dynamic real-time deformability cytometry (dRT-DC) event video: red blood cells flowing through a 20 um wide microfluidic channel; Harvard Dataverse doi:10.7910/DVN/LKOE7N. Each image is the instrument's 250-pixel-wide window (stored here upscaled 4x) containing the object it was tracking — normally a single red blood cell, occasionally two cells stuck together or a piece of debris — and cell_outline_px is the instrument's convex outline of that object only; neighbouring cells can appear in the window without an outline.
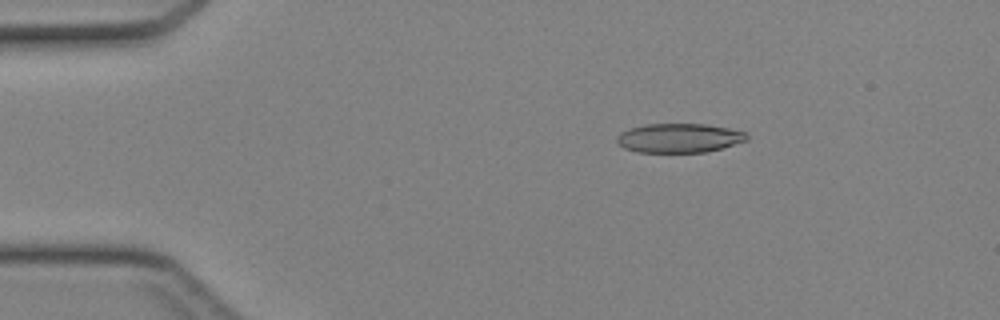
{"species": "Egyptian fruit bat (a non-hibernating species)", "species_latin": "Rousettus aegyptiacus", "temperature_condition": "cold", "stored_images_in_passage": 39, "camera_frame_rate_fps": 3000, "um_per_image_px": 0.085, "animal": {"sex": "female"}, "frame": {"image": 1, "passage_image": 2, "time_ms": 0.333, "image_size_px": [1000, 320], "cell_outline_px": [[748, 140], [720, 148], [704, 152], [636, 152], [624, 148], [616, 140], [616, 136], [620, 132], [644, 124], [704, 124], [728, 128], [744, 132], [748, 136]], "centroid_in_image_um": [57.69, 11.73], "position_along_channel_um": 27.3, "area_um2": 21.91}}
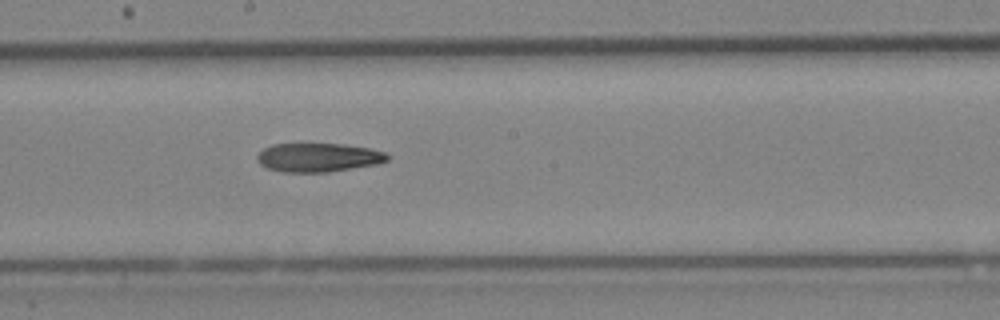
{"frame": {"image": 2, "passage_image": 19, "time_ms": 6.0, "image_size_px": [1000, 320], "cell_outline_px": [[392, 156], [388, 160], [376, 164], [328, 172], [280, 172], [268, 168], [260, 164], [256, 160], [256, 156], [264, 148], [272, 144], [344, 144], [368, 148], [388, 152]], "centroid_in_image_um": [27.07, 13.38], "position_along_channel_um": 221.1, "area_um2": 21.96}}
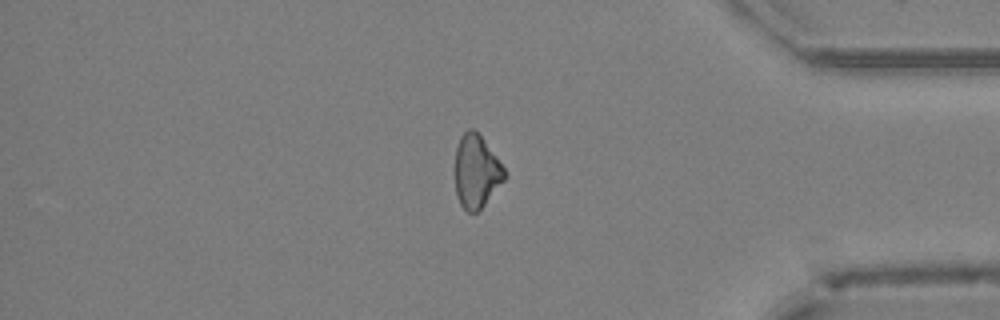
{"frame": {"image": 3, "passage_image": 32, "time_ms": 10.333, "image_size_px": [1000, 320], "cell_outline_px": [[508, 176], [484, 204], [476, 212], [468, 212], [460, 204], [456, 196], [456, 148], [460, 136], [468, 128], [472, 128], [480, 136], [496, 156], [504, 168]], "centroid_in_image_um": [40.49, 14.57], "position_along_channel_um": 394.7, "area_um2": 20.75}}